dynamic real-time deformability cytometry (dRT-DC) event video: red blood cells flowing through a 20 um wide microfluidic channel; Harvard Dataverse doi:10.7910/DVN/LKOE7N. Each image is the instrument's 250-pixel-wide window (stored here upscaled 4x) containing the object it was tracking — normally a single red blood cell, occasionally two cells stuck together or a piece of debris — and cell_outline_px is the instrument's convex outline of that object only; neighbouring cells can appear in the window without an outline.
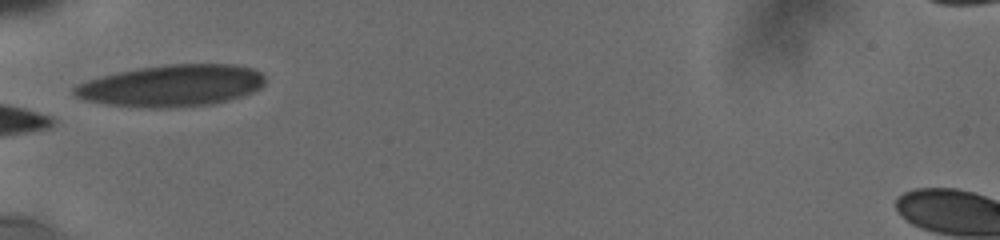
{"species": "human", "species_latin": "Homo sapiens", "temperature_condition": "cold", "stored_images_in_passage": 13, "camera_frame_rate_fps": 3000, "um_per_image_px": 0.085, "donor": {"sex": "male"}, "frame": {"image": 1, "passage_image": 1, "time_ms": 0.0, "image_size_px": [1000, 240], "cell_outline_px": [[264, 84], [260, 88], [252, 92], [240, 96], [212, 104], [168, 108], [148, 108], [108, 104], [84, 100], [76, 96], [72, 92], [72, 88], [76, 84], [100, 76], [136, 68], [164, 64], [236, 64], [252, 68], [260, 72], [264, 76]], "centroid_in_image_um": [14.57, 7.27], "position_along_channel_um": 70.4, "area_um2": 46.53}}